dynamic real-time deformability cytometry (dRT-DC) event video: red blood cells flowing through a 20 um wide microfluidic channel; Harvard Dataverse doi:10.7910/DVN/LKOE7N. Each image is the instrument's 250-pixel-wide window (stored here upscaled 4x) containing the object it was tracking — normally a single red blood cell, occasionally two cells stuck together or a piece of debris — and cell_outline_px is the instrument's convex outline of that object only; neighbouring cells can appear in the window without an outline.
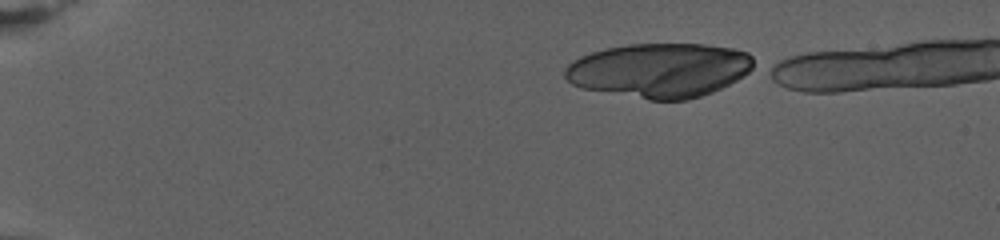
{"species": "human", "species_latin": "Homo sapiens", "temperature_condition": "warm", "stored_images_in_passage": 60, "camera_frame_rate_fps": 3000, "um_per_image_px": 0.085, "donor": {"sex": "female"}, "frame": {"image": 1, "passage_image": 1, "time_ms": 0.0, "image_size_px": [1000, 240], "cell_outline_px": [[756, 68], [744, 76], [712, 92], [688, 100], [648, 100], [580, 88], [572, 84], [564, 76], [564, 68], [568, 64], [580, 56], [592, 52], [608, 48], [628, 44], [704, 44], [732, 48], [748, 52], [752, 56]], "centroid_in_image_um": [56.07, 5.97], "position_along_channel_um": 28.9, "area_um2": 60.17}}